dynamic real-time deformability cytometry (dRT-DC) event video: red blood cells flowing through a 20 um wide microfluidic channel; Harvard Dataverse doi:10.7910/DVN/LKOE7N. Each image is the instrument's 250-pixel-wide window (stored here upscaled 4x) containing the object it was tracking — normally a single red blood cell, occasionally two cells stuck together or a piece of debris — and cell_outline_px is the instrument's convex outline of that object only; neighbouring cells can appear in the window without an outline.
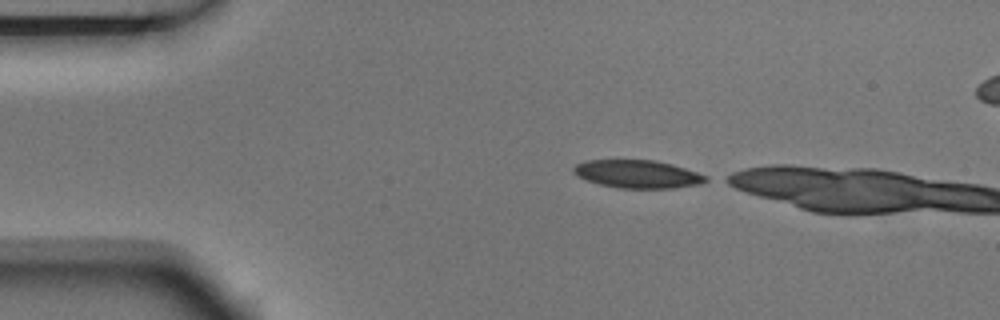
{"species": "Egyptian fruit bat (a non-hibernating species)", "species_latin": "Rousettus aegyptiacus", "temperature_condition": "room temperature", "stored_images_in_passage": 2, "camera_frame_rate_fps": 3000, "um_per_image_px": 0.085, "animal": {"sex": "male"}, "frame": {"image": 1, "passage_image": 1, "time_ms": 0.0, "image_size_px": [1000, 320], "cell_outline_px": [[708, 180], [700, 184], [676, 188], [616, 188], [600, 184], [588, 180], [580, 176], [572, 168], [576, 164], [588, 160], [656, 160], [672, 164], [708, 176]], "centroid_in_image_um": [54.24, 14.8], "position_along_channel_um": 30.8, "area_um2": 21.39}}